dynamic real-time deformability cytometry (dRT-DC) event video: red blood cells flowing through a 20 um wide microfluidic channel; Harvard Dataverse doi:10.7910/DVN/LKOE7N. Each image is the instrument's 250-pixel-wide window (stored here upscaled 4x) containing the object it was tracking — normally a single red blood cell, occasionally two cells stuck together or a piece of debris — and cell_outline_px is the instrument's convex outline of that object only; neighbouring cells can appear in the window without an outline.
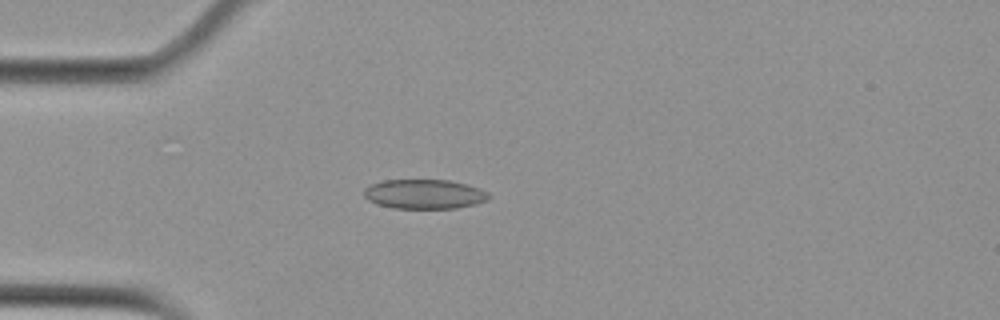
{"species": "Egyptian fruit bat (a non-hibernating species)", "species_latin": "Rousettus aegyptiacus", "temperature_condition": "cold", "stored_images_in_passage": 54, "camera_frame_rate_fps": 3000, "um_per_image_px": 0.085, "animal": {"sex": "female"}, "frame": {"image": 1, "passage_image": 15, "time_ms": 4.667, "image_size_px": [1000, 320], "cell_outline_px": [[492, 196], [488, 200], [476, 204], [456, 208], [392, 208], [376, 204], [368, 200], [364, 196], [364, 188], [372, 184], [384, 180], [448, 180], [468, 184], [480, 188], [488, 192]], "centroid_in_image_um": [36.1, 16.5], "position_along_channel_um": 48.9, "area_um2": 21.62}}
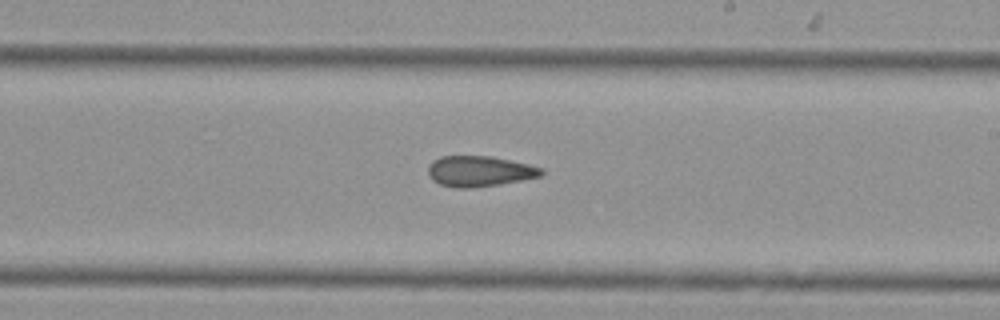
{"frame": {"image": 2, "passage_image": 32, "time_ms": 10.333, "image_size_px": [1000, 320], "cell_outline_px": [[544, 172], [540, 176], [500, 184], [472, 188], [456, 188], [440, 184], [432, 180], [428, 176], [428, 164], [432, 160], [440, 156], [492, 156], [528, 164], [544, 168]], "centroid_in_image_um": [40.72, 14.55], "position_along_channel_um": 248.3, "area_um2": 20.35}}
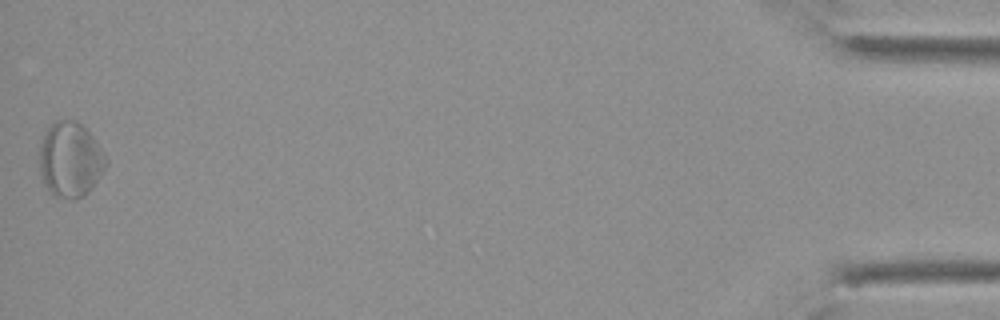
{"frame": {"image": 3, "passage_image": 54, "time_ms": 17.667, "image_size_px": [1000, 320], "cell_outline_px": [[108, 164], [92, 188], [84, 196], [72, 200], [52, 196], [44, 184], [40, 172], [40, 144], [48, 128], [56, 120], [76, 120], [96, 140], [108, 160]], "centroid_in_image_um": [5.98, 13.61], "position_along_channel_um": 429.2, "area_um2": 29.19}, "authors_computed_cell_mechanics": {"area_um2": 21.5883, "velocity_mm_per_s": 3.7533, "shape_relaxation_time_tau1_ms": null, "shape_relaxation_time_tau2_ms": 5.7649, "deformation_change_tau1": null, "deformation_change_tau2": 0.1266}}